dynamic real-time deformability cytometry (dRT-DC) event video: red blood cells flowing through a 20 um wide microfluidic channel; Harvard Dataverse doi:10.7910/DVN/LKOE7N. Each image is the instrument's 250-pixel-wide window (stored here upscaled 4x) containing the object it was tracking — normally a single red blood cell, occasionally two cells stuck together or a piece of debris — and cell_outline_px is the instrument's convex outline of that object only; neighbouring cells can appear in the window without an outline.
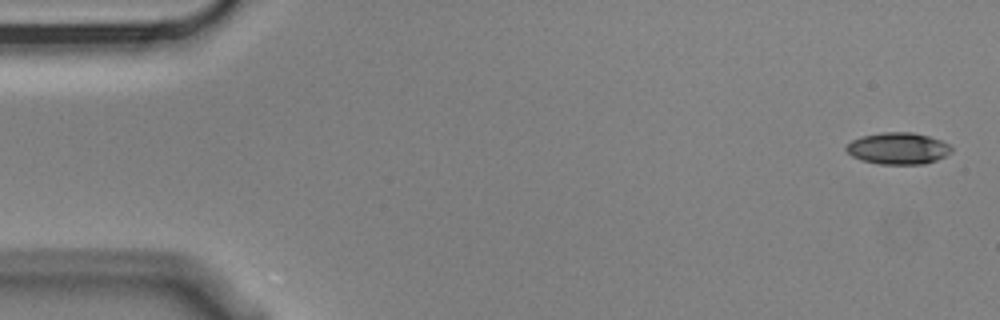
{"species": "Egyptian fruit bat (a non-hibernating species)", "species_latin": "Rousettus aegyptiacus", "temperature_condition": "cold", "stored_images_in_passage": 5, "camera_frame_rate_fps": 3000, "um_per_image_px": 0.085, "animal": {"sex": "male"}, "frame": {"image": 1, "passage_image": 1, "time_ms": 0.0, "image_size_px": [1000, 320], "cell_outline_px": [[952, 152], [936, 160], [924, 164], [880, 164], [860, 160], [852, 156], [844, 148], [852, 140], [860, 136], [880, 132], [912, 132], [928, 136], [940, 140], [948, 144], [952, 148]], "centroid_in_image_um": [76.31, 12.61], "position_along_channel_um": 8.7, "area_um2": 19.48}}
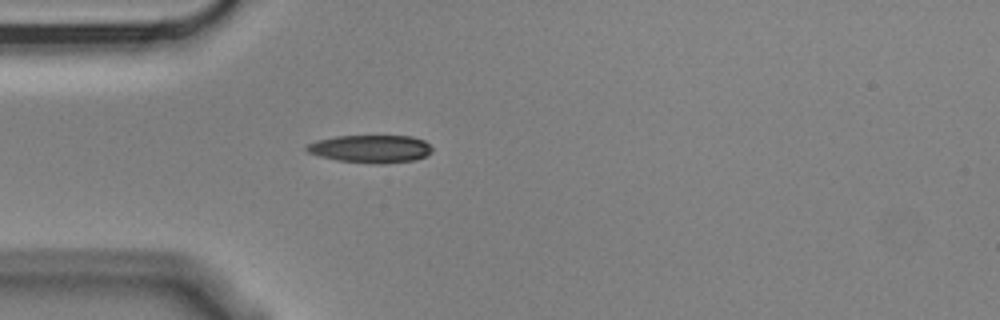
{"frame": {"image": 2, "passage_image": 5, "time_ms": 1.333, "image_size_px": [1000, 320], "cell_outline_px": [[432, 152], [416, 160], [384, 164], [376, 164], [336, 160], [320, 156], [308, 152], [304, 148], [308, 144], [316, 140], [336, 136], [412, 136], [424, 140], [432, 148]], "centroid_in_image_um": [31.51, 12.65], "position_along_channel_um": 53.5, "area_um2": 20.4}}